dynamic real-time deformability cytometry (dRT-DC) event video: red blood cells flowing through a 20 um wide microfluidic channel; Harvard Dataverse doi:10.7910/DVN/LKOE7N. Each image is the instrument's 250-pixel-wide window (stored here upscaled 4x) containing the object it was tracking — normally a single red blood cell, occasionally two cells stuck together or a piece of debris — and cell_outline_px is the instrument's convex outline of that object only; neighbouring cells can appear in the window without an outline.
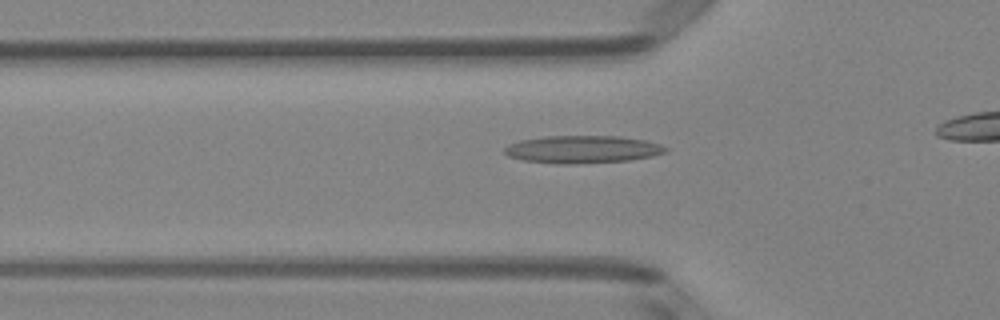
{"species": "Egyptian fruit bat (a non-hibernating species)", "species_latin": "Rousettus aegyptiacus", "temperature_condition": "room temperature", "stored_images_in_passage": 31, "camera_frame_rate_fps": 3000, "um_per_image_px": 0.085, "animal": {"sex": "female"}, "frame": {"image": 1, "passage_image": 13, "time_ms": 4.0, "image_size_px": [1000, 320], "cell_outline_px": [[668, 152], [652, 156], [628, 160], [572, 164], [556, 164], [524, 160], [508, 156], [504, 152], [504, 148], [508, 144], [520, 140], [544, 136], [620, 136], [644, 140], [660, 144], [668, 148]], "centroid_in_image_um": [49.5, 12.69], "position_along_channel_um": 76.3, "area_um2": 25.95}}
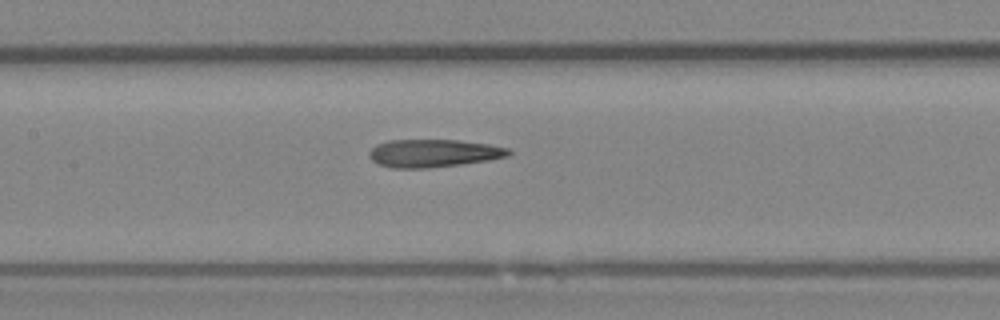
{"frame": {"image": 2, "passage_image": 20, "time_ms": 6.333, "image_size_px": [1000, 320], "cell_outline_px": [[512, 152], [508, 156], [488, 160], [460, 164], [428, 168], [392, 168], [380, 164], [372, 160], [368, 156], [368, 152], [376, 144], [388, 140], [460, 140], [488, 144], [508, 148]], "centroid_in_image_um": [36.82, 13.02], "position_along_channel_um": 170.6, "area_um2": 22.6}}
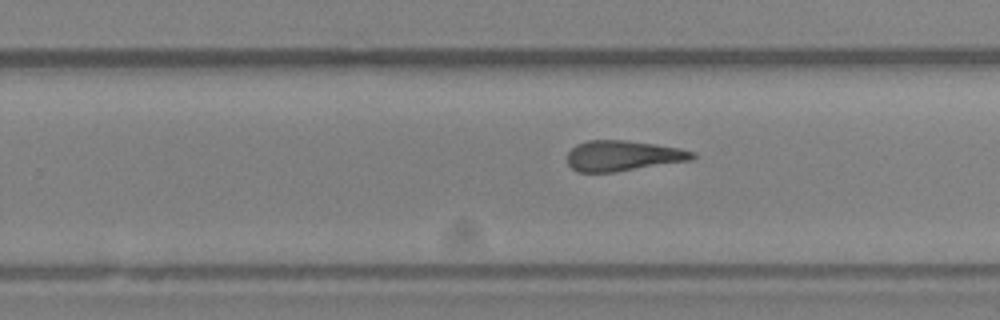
{"frame": {"image": 3, "passage_image": 28, "time_ms": 9.0, "image_size_px": [1000, 320], "cell_outline_px": [[696, 156], [692, 160], [616, 172], [576, 172], [568, 164], [568, 152], [576, 144], [588, 140], [624, 140], [680, 148], [696, 152]], "centroid_in_image_um": [52.95, 13.24], "position_along_channel_um": 276.8, "area_um2": 22.25}}